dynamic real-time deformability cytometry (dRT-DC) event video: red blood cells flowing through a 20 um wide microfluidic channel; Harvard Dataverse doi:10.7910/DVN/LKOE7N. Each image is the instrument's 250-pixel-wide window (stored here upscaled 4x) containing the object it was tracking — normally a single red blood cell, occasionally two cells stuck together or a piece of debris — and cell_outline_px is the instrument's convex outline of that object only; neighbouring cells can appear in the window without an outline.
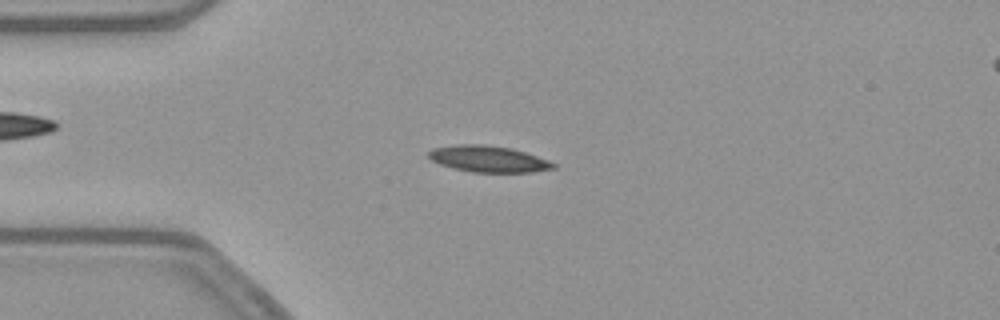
{"species": "common noctule bat (a hibernating species)", "species_latin": "Nyctalus noctula", "temperature_condition": "warm", "stored_images_in_passage": 52, "camera_frame_rate_fps": 3000, "um_per_image_px": 0.085, "animal": {"sex": "female", "body_mass_g": 21.9}, "frame": {"image": 1, "passage_image": 12, "time_ms": 3.667, "image_size_px": [1000, 320], "cell_outline_px": [[556, 168], [532, 172], [472, 172], [452, 168], [440, 164], [432, 160], [428, 156], [428, 152], [432, 148], [460, 144], [484, 144], [512, 148], [548, 160], [556, 164]], "centroid_in_image_um": [41.5, 13.51], "position_along_channel_um": 43.5, "area_um2": 19.13}}
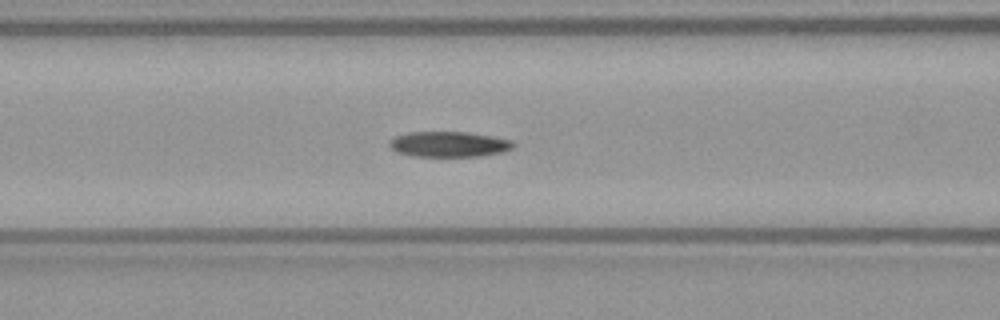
{"frame": {"image": 2, "passage_image": 20, "time_ms": 6.333, "image_size_px": [1000, 320], "cell_outline_px": [[516, 144], [512, 148], [504, 152], [480, 156], [412, 156], [396, 152], [388, 144], [388, 140], [392, 136], [408, 132], [468, 132], [492, 136], [512, 140]], "centroid_in_image_um": [38.13, 12.25], "position_along_channel_um": 128.5, "area_um2": 18.61}}
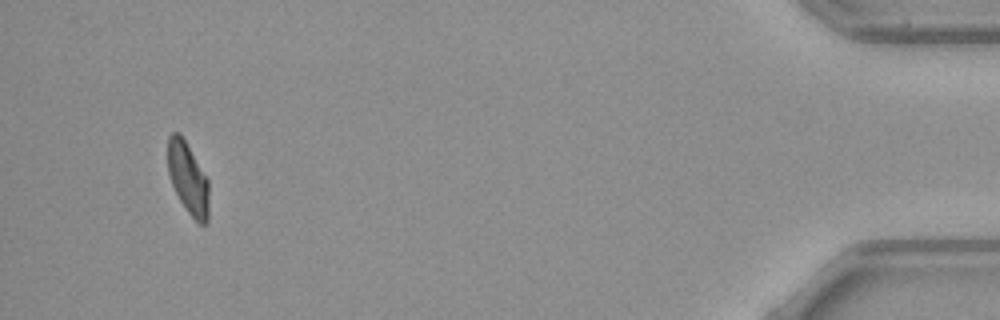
{"frame": {"image": 3, "passage_image": 49, "time_ms": 16.0, "image_size_px": [1000, 320], "cell_outline_px": [[208, 224], [200, 224], [188, 212], [180, 200], [172, 184], [168, 172], [168, 136], [172, 132], [180, 132], [208, 180]], "centroid_in_image_um": [15.97, 15.14], "position_along_channel_um": 419.2, "area_um2": 16.94}, "authors_computed_cell_mechanics": {"area_um2": 18.6116, "velocity_mm_per_s": 3.868, "shape_relaxation_time_tau1_ms": null, "shape_relaxation_time_tau2_ms": 4.2019, "deformation_change_tau1": null, "deformation_change_tau2": 0.1023}}